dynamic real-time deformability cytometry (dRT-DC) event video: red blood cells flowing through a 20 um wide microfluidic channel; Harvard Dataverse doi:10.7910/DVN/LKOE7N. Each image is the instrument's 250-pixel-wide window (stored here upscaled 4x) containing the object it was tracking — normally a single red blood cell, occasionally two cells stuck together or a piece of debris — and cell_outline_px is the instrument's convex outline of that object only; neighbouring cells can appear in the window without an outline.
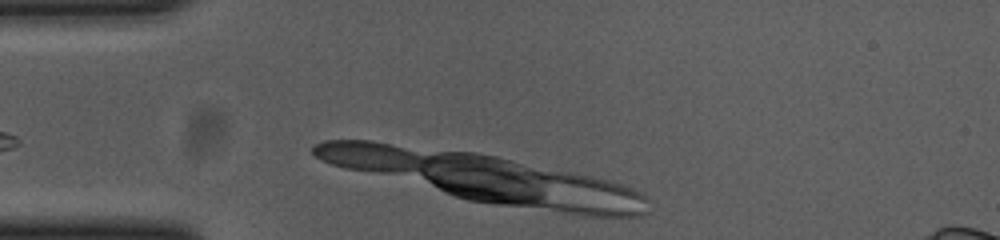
{"species": "common noctule bat (a hibernating species)", "species_latin": "Nyctalus noctula", "temperature_condition": "cold", "stored_images_in_passage": 22, "camera_frame_rate_fps": 3000, "um_per_image_px": 0.085, "animal": {"sex": "female", "body_mass_g": 23.0, "forearm_length_mm": 53.4}, "frame": {"image": 1, "passage_image": 3, "time_ms": 0.667, "image_size_px": [1000, 240], "cell_outline_px": [[532, 200], [480, 200], [460, 196], [436, 184], [420, 168], [424, 160], [436, 160], [484, 168], [504, 172], [516, 176], [532, 196]], "centroid_in_image_um": [40.43, 15.43], "position_along_channel_um": 44.6, "area_um2": 20.4}}